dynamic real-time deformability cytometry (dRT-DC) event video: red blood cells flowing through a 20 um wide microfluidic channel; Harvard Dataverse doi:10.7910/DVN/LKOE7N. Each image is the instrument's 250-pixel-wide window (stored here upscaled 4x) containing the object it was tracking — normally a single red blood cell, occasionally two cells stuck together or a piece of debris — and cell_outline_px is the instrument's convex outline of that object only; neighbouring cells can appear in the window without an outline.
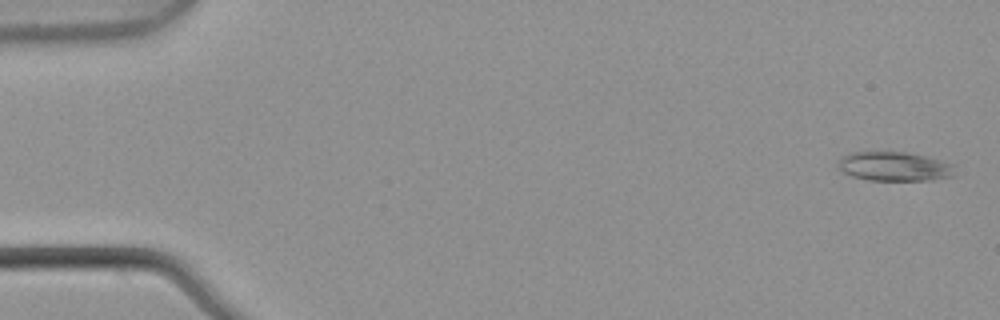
{"species": "common noctule bat (a hibernating species)", "species_latin": "Nyctalus noctula", "temperature_condition": "warm", "stored_images_in_passage": 5, "camera_frame_rate_fps": 3000, "um_per_image_px": 0.085, "animal": {"sex": "male", "body_mass_g": 21.5, "forearm_length_mm": 52.0}, "frame": {"image": 1, "passage_image": 1, "time_ms": 0.0, "image_size_px": [1000, 320], "cell_outline_px": [[956, 176], [932, 180], [868, 180], [852, 176], [840, 172], [836, 160], [848, 152], [904, 152], [924, 156], [956, 164]], "centroid_in_image_um": [76.03, 14.15], "position_along_channel_um": 9.0, "area_um2": 20.29}}
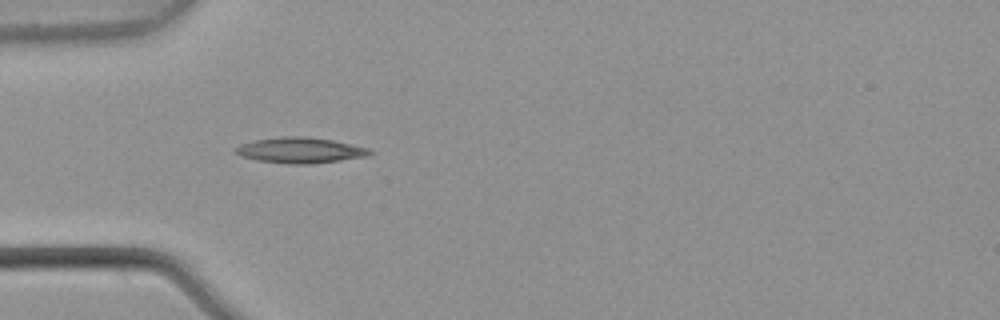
{"frame": {"image": 2, "passage_image": 5, "time_ms": 1.333, "image_size_px": [1000, 320], "cell_outline_px": [[376, 152], [368, 156], [340, 160], [308, 164], [288, 164], [256, 160], [240, 156], [232, 152], [232, 148], [240, 144], [256, 140], [284, 136], [300, 136], [332, 140], [368, 148]], "centroid_in_image_um": [25.47, 12.78], "position_along_channel_um": 59.5, "area_um2": 20.11}}